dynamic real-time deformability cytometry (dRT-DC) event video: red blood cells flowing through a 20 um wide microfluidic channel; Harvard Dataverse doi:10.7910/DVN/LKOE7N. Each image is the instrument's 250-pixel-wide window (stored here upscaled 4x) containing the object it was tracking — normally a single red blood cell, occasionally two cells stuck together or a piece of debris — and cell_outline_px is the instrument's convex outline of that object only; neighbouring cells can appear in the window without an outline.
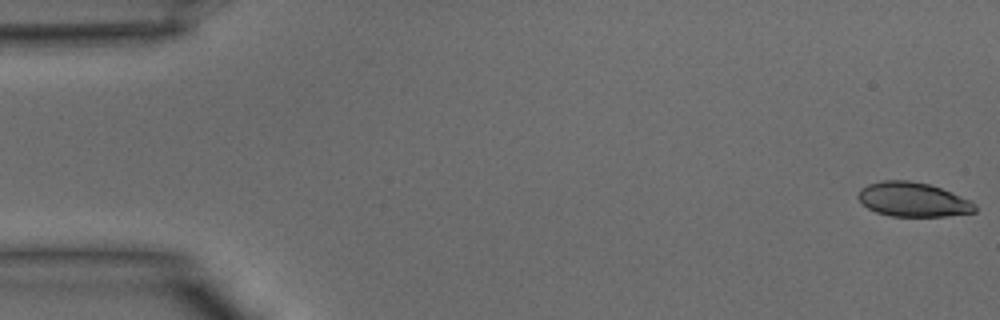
{"species": "common noctule bat (a hibernating species)", "species_latin": "Nyctalus noctula", "temperature_condition": "warm", "stored_images_in_passage": 16, "camera_frame_rate_fps": 3000, "um_per_image_px": 0.085, "animal": {"sex": "male", "body_mass_g": 15.6}, "frame": {"image": 1, "passage_image": 1, "time_ms": 0.0, "image_size_px": [1000, 320], "cell_outline_px": [[976, 212], [948, 216], [892, 216], [876, 212], [868, 208], [856, 196], [860, 188], [868, 184], [880, 180], [908, 180], [928, 184], [940, 188], [972, 200], [976, 204]], "centroid_in_image_um": [77.61, 16.96], "position_along_channel_um": 7.4, "area_um2": 23.47}}
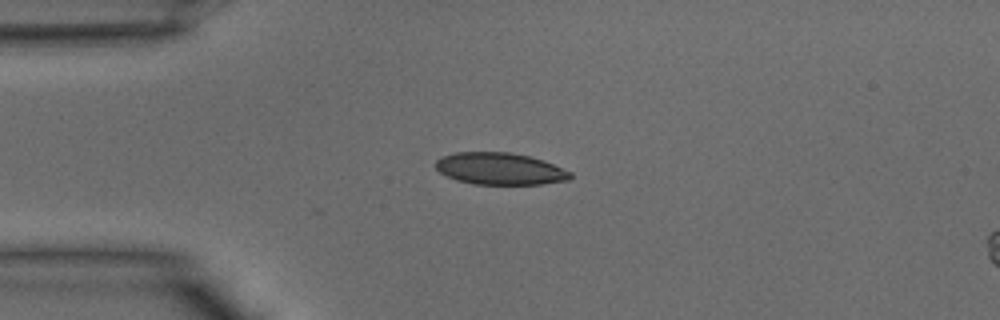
{"frame": {"image": 2, "passage_image": 10, "time_ms": 3.0, "image_size_px": [1000, 320], "cell_outline_px": [[572, 176], [568, 180], [540, 184], [472, 184], [456, 180], [440, 172], [436, 168], [436, 160], [440, 156], [452, 152], [512, 152], [544, 160], [572, 172]], "centroid_in_image_um": [42.48, 14.33], "position_along_channel_um": 42.5, "area_um2": 25.2}}
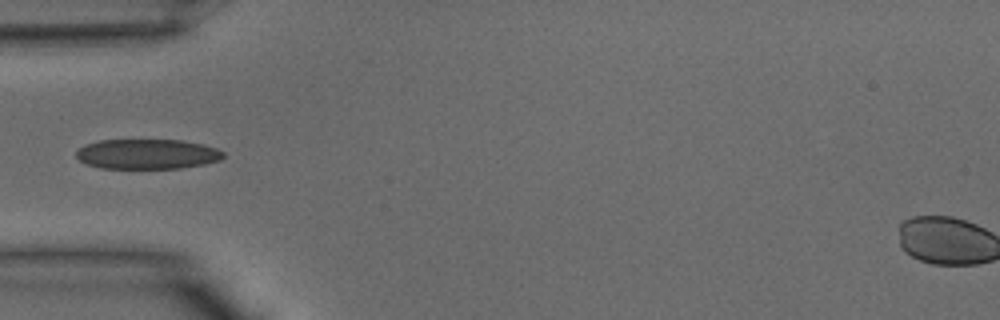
{"frame": {"image": 3, "passage_image": 13, "time_ms": 4.0, "image_size_px": [1000, 320], "cell_outline_px": [[224, 156], [220, 160], [204, 164], [180, 168], [100, 168], [88, 164], [80, 160], [76, 156], [76, 152], [84, 144], [100, 140], [180, 140], [204, 144], [216, 148], [224, 152]], "centroid_in_image_um": [12.53, 13.09], "position_along_channel_um": 72.5, "area_um2": 25.66}}